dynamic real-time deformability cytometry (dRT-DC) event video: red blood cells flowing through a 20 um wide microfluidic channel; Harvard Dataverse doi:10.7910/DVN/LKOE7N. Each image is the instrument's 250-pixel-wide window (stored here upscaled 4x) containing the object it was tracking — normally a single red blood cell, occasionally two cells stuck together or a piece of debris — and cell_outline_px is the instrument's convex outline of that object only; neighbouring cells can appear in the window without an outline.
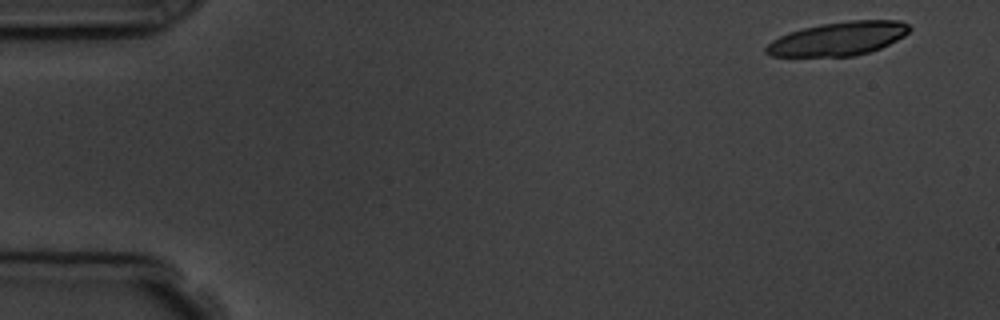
{"species": "common noctule bat (a hibernating species)", "species_latin": "Nyctalus noctula", "temperature_condition": "room temperature", "stored_images_in_passage": 6, "camera_frame_rate_fps": 3000, "um_per_image_px": 0.085, "animal": {"sex": "male", "body_mass_g": 19.5, "forearm_length_mm": 54.6}, "frame": {"image": 1, "passage_image": 1, "time_ms": 0.0, "image_size_px": [1000, 320], "cell_outline_px": [[912, 28], [904, 36], [880, 48], [856, 56], [772, 56], [764, 52], [764, 48], [772, 40], [788, 32], [820, 24], [848, 20], [900, 20], [908, 24]], "centroid_in_image_um": [71.26, 3.28], "position_along_channel_um": 13.7, "area_um2": 28.09}}